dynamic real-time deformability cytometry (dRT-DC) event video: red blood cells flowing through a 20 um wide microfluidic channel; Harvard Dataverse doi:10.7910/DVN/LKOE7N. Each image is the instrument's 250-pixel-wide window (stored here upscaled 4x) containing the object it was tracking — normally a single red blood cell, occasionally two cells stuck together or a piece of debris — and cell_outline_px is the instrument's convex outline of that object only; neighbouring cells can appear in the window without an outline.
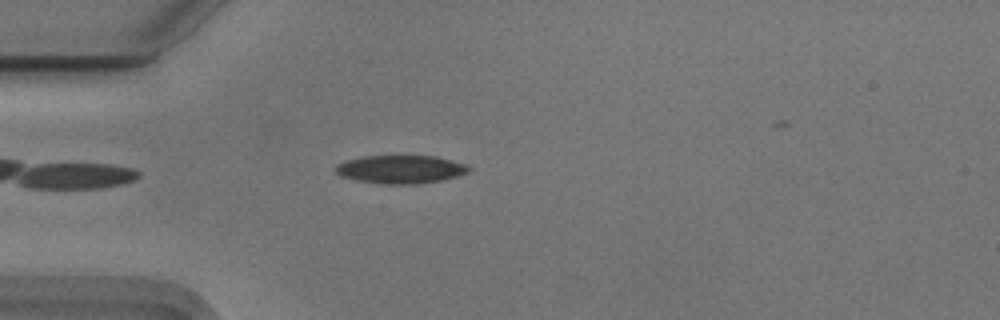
{"species": "Egyptian fruit bat (a non-hibernating species)", "species_latin": "Rousettus aegyptiacus", "temperature_condition": "cold", "stored_images_in_passage": 41, "camera_frame_rate_fps": 3000, "um_per_image_px": 0.085, "animal": {"sex": "male"}, "frame": {"image": 1, "passage_image": 4, "time_ms": 1.0, "image_size_px": [1000, 320], "cell_outline_px": [[472, 168], [468, 172], [444, 180], [416, 184], [380, 184], [356, 180], [340, 176], [336, 172], [336, 164], [344, 160], [364, 156], [436, 156], [468, 164]], "centroid_in_image_um": [34.06, 14.39], "position_along_channel_um": 50.9, "area_um2": 22.14}}
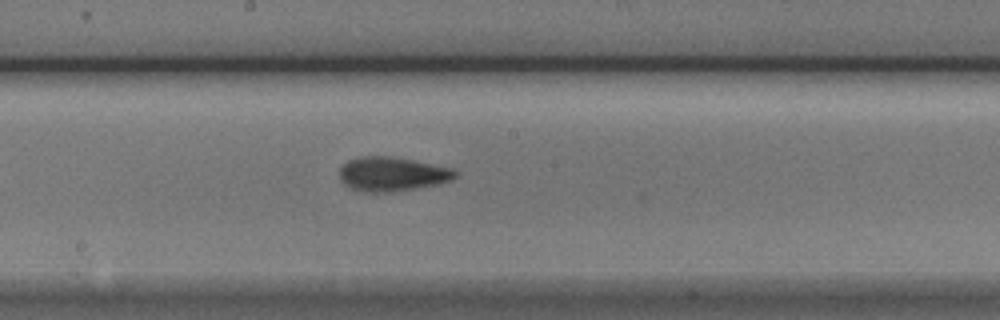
{"frame": {"image": 2, "passage_image": 18, "time_ms": 5.667, "image_size_px": [1000, 320], "cell_outline_px": [[456, 176], [452, 180], [440, 184], [392, 192], [364, 192], [348, 188], [340, 180], [340, 168], [348, 160], [364, 156], [388, 156], [412, 160], [452, 168], [456, 172]], "centroid_in_image_um": [33.31, 14.81], "position_along_channel_um": 214.9, "area_um2": 23.06}}
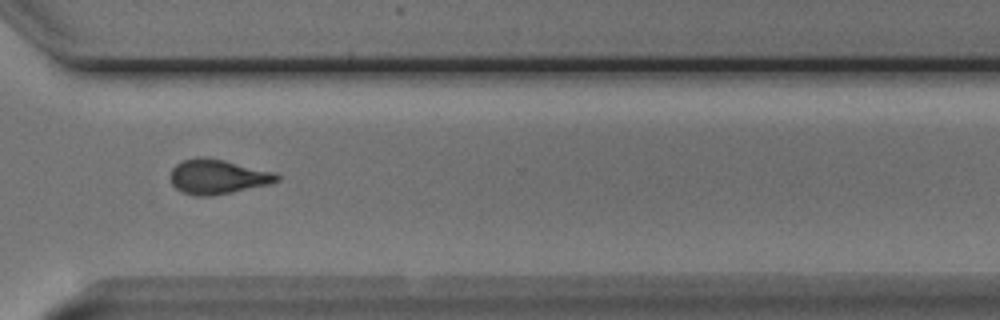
{"frame": {"image": 3, "passage_image": 29, "time_ms": 9.333, "image_size_px": [1000, 320], "cell_outline_px": [[284, 176], [280, 180], [268, 184], [232, 192], [212, 196], [196, 196], [184, 192], [176, 188], [172, 184], [168, 176], [172, 168], [176, 164], [184, 160], [204, 156], [224, 160], [276, 172]], "centroid_in_image_um": [18.52, 15.01], "position_along_channel_um": 352.1, "area_um2": 21.68}, "authors_computed_cell_mechanics": {"area_um2": 21.6172, "velocity_mm_per_s": 3.751, "shape_relaxation_time_tau1_ms": 3.7068, "shape_relaxation_time_tau2_ms": 4.0224, "deformation_change_tau1": 0.1342, "deformation_change_tau2": 0.1076}}